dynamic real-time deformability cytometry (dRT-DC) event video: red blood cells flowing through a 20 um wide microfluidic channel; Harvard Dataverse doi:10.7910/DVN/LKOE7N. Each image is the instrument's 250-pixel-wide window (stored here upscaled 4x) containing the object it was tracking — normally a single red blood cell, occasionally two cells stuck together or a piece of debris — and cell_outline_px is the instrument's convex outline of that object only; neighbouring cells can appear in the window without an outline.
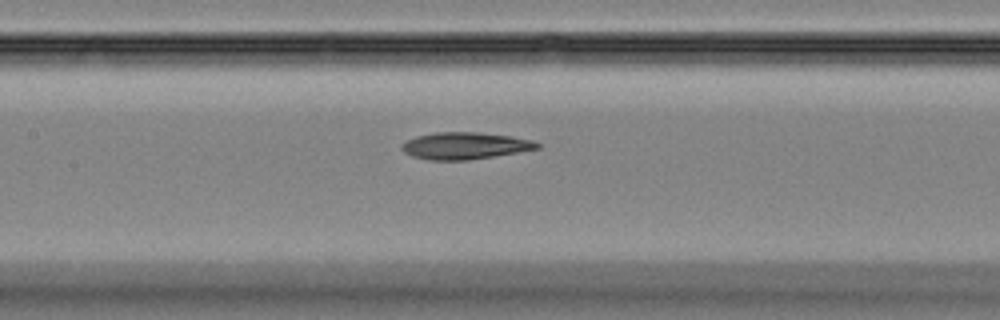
{"species": "Egyptian fruit bat (a non-hibernating species)", "species_latin": "Rousettus aegyptiacus", "temperature_condition": "room temperature", "stored_images_in_passage": 47, "camera_frame_rate_fps": 3000, "um_per_image_px": 0.085, "animal": {"sex": "female"}, "frame": {"image": 1, "passage_image": 22, "time_ms": 7.0, "image_size_px": [1000, 320], "cell_outline_px": [[540, 148], [468, 160], [428, 160], [412, 156], [404, 152], [400, 148], [400, 144], [416, 136], [436, 132], [476, 132], [512, 136], [532, 140], [540, 144]], "centroid_in_image_um": [39.48, 12.38], "position_along_channel_um": 167.9, "area_um2": 21.15}}
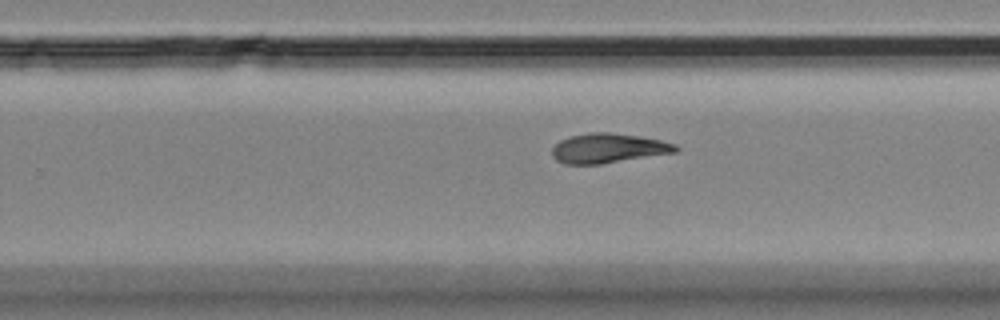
{"frame": {"image": 2, "passage_image": 30, "time_ms": 9.667, "image_size_px": [1000, 320], "cell_outline_px": [[680, 148], [676, 152], [600, 164], [564, 164], [556, 160], [552, 156], [552, 148], [560, 140], [572, 136], [588, 132], [608, 132], [640, 136], [660, 140], [676, 144]], "centroid_in_image_um": [51.69, 12.6], "position_along_channel_um": 278.1, "area_um2": 21.27}}
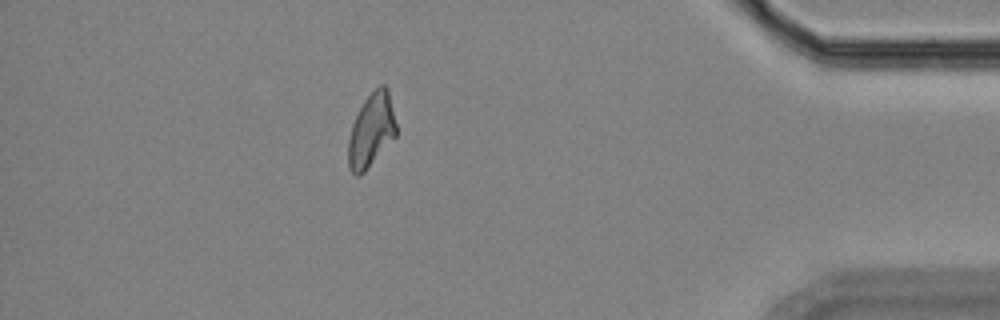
{"frame": {"image": 3, "passage_image": 42, "time_ms": 13.667, "image_size_px": [1000, 320], "cell_outline_px": [[396, 136], [364, 172], [360, 176], [356, 176], [348, 168], [348, 140], [352, 124], [364, 100], [380, 84], [384, 84], [388, 88], [396, 124]], "centroid_in_image_um": [31.55, 11.09], "position_along_channel_um": 403.6, "area_um2": 20.46}}